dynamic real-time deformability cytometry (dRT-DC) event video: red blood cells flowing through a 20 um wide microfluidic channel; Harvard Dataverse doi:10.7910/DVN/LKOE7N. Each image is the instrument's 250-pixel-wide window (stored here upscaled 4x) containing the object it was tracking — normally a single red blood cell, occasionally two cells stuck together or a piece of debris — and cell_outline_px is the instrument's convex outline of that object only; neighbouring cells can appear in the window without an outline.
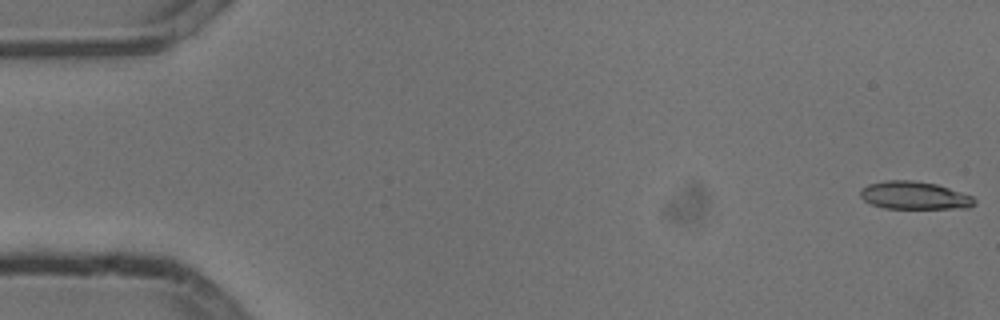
{"species": "common noctule bat (a hibernating species)", "species_latin": "Nyctalus noctula", "temperature_condition": "cold", "stored_images_in_passage": 54, "camera_frame_rate_fps": 3000, "um_per_image_px": 0.085, "animal": {"sex": "male", "body_mass_g": 13.3}, "frame": {"image": 1, "passage_image": 1, "time_ms": 0.0, "image_size_px": [1000, 320], "cell_outline_px": [[976, 204], [968, 208], [884, 208], [872, 204], [864, 200], [860, 196], [860, 188], [868, 184], [888, 180], [912, 180], [936, 184], [972, 196], [976, 200]], "centroid_in_image_um": [77.71, 16.61], "position_along_channel_um": 7.3, "area_um2": 18.44}}
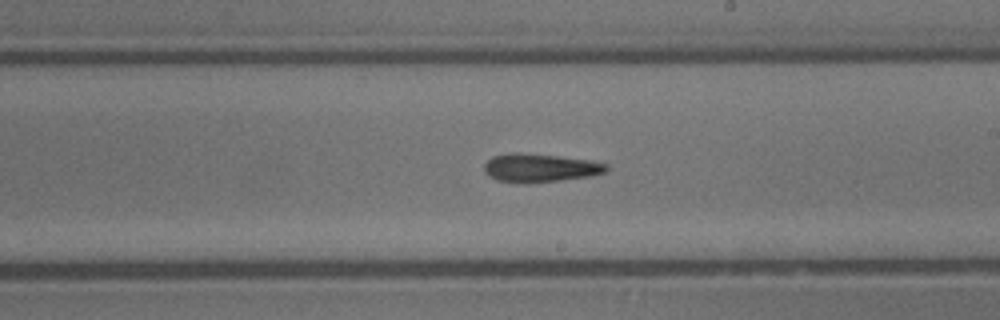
{"frame": {"image": 2, "passage_image": 31, "time_ms": 10.0, "image_size_px": [1000, 320], "cell_outline_px": [[608, 168], [604, 172], [592, 176], [560, 180], [524, 184], [520, 184], [496, 180], [488, 176], [484, 172], [484, 164], [492, 156], [512, 152], [516, 152], [556, 156], [588, 160], [608, 164]], "centroid_in_image_um": [45.84, 14.28], "position_along_channel_um": 243.2, "area_um2": 20.35}}
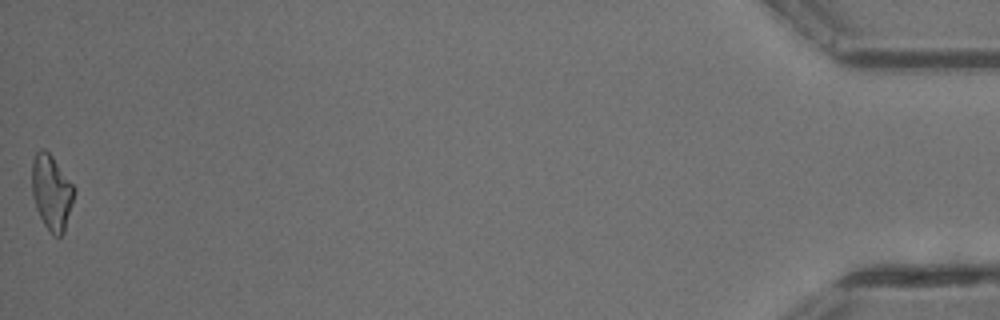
{"frame": {"image": 3, "passage_image": 54, "time_ms": 17.667, "image_size_px": [1000, 320], "cell_outline_px": [[76, 192], [64, 232], [60, 236], [52, 236], [44, 224], [36, 208], [32, 196], [32, 160], [36, 152], [40, 148], [44, 148], [52, 156], [76, 188]], "centroid_in_image_um": [4.39, 16.34], "position_along_channel_um": 430.8, "area_um2": 18.67}, "authors_computed_cell_mechanics": {"area_um2": 19.2763, "velocity_mm_per_s": 3.8114, "shape_relaxation_time_tau1_ms": 7.1887, "shape_relaxation_time_tau2_ms": 2.7466, "deformation_change_tau1": 0.1963, "deformation_change_tau2": 0.123}}